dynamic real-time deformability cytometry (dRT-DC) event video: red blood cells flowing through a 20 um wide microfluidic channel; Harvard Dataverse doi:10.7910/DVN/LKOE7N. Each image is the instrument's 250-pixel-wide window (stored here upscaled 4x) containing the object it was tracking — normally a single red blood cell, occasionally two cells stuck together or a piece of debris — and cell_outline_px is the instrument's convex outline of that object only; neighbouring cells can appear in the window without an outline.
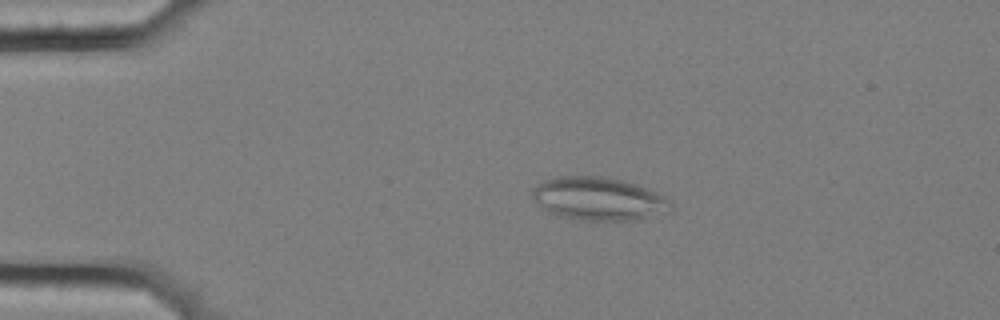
{"species": "common noctule bat (a hibernating species)", "species_latin": "Nyctalus noctula", "temperature_condition": "cold", "stored_images_in_passage": 58, "segment_of_instrument_passage": [1, 2], "camera_frame_rate_fps": 3000, "um_per_image_px": 0.085, "animal": {"sex": "female", "body_mass_g": 25.1}, "frame": {"image": 1, "passage_image": 12, "time_ms": 3.667, "image_size_px": [1000, 320], "cell_outline_px": [[672, 208], [668, 212], [632, 220], [580, 220], [560, 216], [548, 212], [540, 208], [532, 196], [532, 188], [544, 180], [556, 176], [604, 176], [636, 184], [656, 192], [664, 196], [672, 204]], "centroid_in_image_um": [50.84, 16.89], "position_along_channel_um": 34.2, "area_um2": 34.8}}